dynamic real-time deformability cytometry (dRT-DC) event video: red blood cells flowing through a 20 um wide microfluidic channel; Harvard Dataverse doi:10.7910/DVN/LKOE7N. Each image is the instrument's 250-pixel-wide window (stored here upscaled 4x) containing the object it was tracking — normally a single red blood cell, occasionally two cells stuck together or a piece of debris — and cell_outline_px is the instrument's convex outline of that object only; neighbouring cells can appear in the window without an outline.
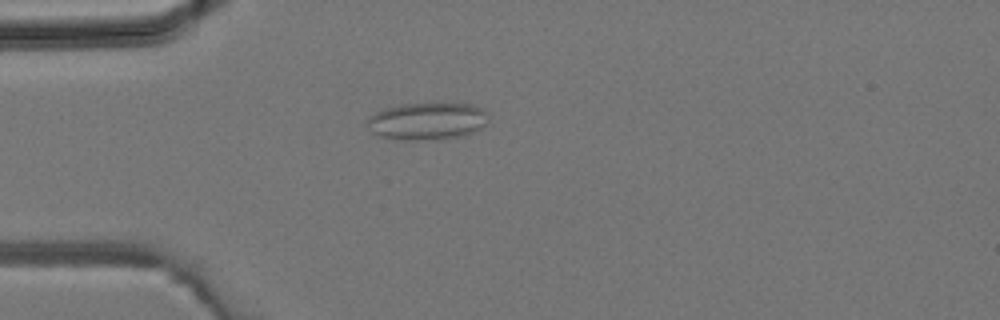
{"species": "common noctule bat (a hibernating species)", "species_latin": "Nyctalus noctula", "temperature_condition": "room temperature", "stored_images_in_passage": 3, "camera_frame_rate_fps": 3000, "um_per_image_px": 0.085, "animal": {"sex": "male", "body_mass_g": 19.2, "forearm_length_mm": 51.8}, "frame": {"image": 1, "passage_image": 3, "time_ms": 0.667, "image_size_px": [1000, 320], "cell_outline_px": [[488, 120], [476, 132], [464, 136], [440, 140], [404, 140], [380, 136], [372, 132], [364, 120], [368, 116], [384, 108], [404, 104], [428, 100], [436, 100], [472, 104], [488, 112]], "centroid_in_image_um": [36.34, 10.25], "position_along_channel_um": 48.7, "area_um2": 27.69}}